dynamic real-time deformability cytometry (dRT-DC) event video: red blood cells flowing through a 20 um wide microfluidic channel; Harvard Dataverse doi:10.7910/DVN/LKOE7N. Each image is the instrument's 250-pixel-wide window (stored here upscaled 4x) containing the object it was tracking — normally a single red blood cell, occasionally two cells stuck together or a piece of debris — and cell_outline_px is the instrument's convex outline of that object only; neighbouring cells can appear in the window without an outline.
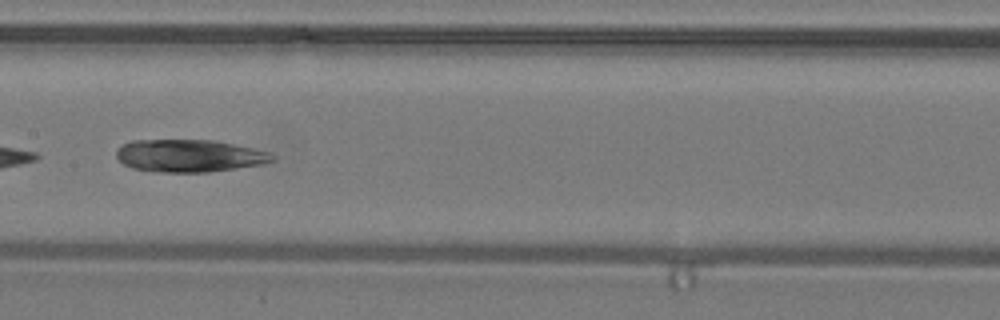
{"species": "common noctule bat (a hibernating species)", "species_latin": "Nyctalus noctula", "temperature_condition": "warm", "stored_images_in_passage": 25, "camera_frame_rate_fps": 3000, "um_per_image_px": 0.085, "animal": {"sex": "male", "body_mass_g": 19.2, "forearm_length_mm": 51.8}, "frame": {"image": 1, "passage_image": 8, "time_ms": 2.333, "image_size_px": [1000, 320], "cell_outline_px": [[276, 160], [264, 164], [208, 172], [160, 172], [132, 168], [124, 164], [116, 156], [116, 148], [132, 140], [216, 140], [252, 148], [268, 152], [276, 156]], "centroid_in_image_um": [16.11, 13.24], "position_along_channel_um": 191.3, "area_um2": 29.59}}
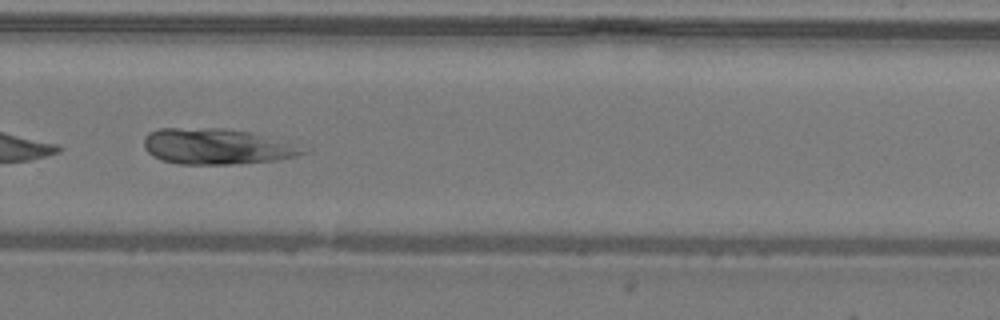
{"frame": {"image": 2, "passage_image": 15, "time_ms": 4.667, "image_size_px": [1000, 320], "cell_outline_px": [[312, 148], [308, 152], [296, 156], [280, 160], [232, 164], [176, 164], [160, 160], [152, 156], [144, 148], [144, 136], [148, 132], [156, 128], [220, 128], [252, 132]], "centroid_in_image_um": [18.45, 12.45], "position_along_channel_um": 311.3, "area_um2": 33.81}}